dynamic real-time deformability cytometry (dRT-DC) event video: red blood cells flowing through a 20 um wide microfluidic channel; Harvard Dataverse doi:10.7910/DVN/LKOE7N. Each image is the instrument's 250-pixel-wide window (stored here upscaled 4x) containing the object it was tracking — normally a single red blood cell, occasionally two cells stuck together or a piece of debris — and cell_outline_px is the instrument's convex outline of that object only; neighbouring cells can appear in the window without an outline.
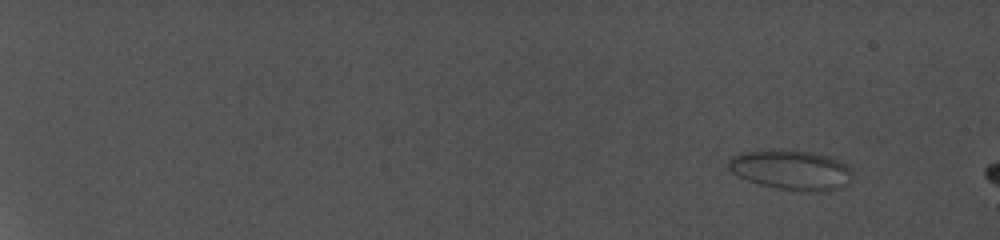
{"species": "common noctule bat (a hibernating species)", "species_latin": "Nyctalus noctula", "temperature_condition": "cold", "stored_images_in_passage": 9, "camera_frame_rate_fps": 5000, "um_per_image_px": 0.085, "animal": {"sex": "female", "body_mass_g": 19.0, "forearm_length_mm": 56.7}, "frame": {"image": 1, "passage_image": 1, "time_ms": 0.0, "image_size_px": [1000, 240], "cell_outline_px": [[852, 180], [848, 184], [840, 188], [820, 192], [804, 192], [776, 188], [760, 184], [748, 180], [732, 172], [728, 168], [728, 160], [732, 156], [740, 152], [772, 148], [792, 148], [812, 152], [828, 156], [840, 160], [852, 172]], "centroid_in_image_um": [67.25, 14.42], "position_along_channel_um": 17.8, "area_um2": 29.54}}